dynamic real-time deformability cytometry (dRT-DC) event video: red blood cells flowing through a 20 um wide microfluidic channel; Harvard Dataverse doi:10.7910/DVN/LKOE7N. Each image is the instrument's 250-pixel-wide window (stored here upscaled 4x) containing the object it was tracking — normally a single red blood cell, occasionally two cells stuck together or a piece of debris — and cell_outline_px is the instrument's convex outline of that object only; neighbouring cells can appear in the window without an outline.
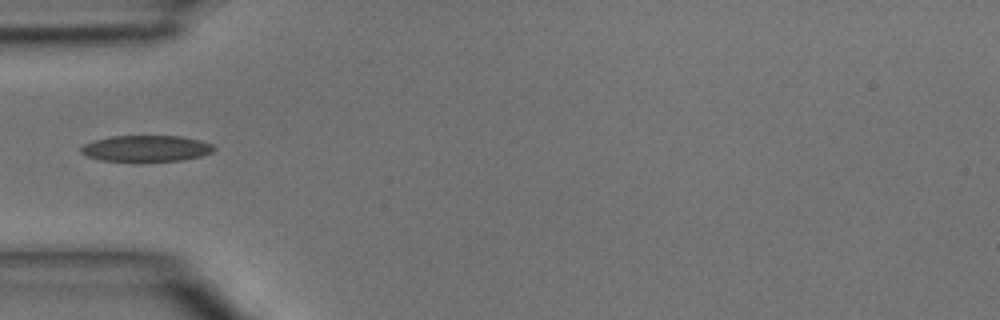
{"species": "common noctule bat (a hibernating species)", "species_latin": "Nyctalus noctula", "temperature_condition": "room temperature", "stored_images_in_passage": 4, "camera_frame_rate_fps": 3000, "um_per_image_px": 0.085, "animal": {"sex": "male", "body_mass_g": 15.6}, "frame": {"image": 1, "passage_image": 4, "time_ms": 1.0, "image_size_px": [1000, 320], "cell_outline_px": [[216, 148], [212, 152], [200, 156], [180, 160], [100, 160], [88, 156], [80, 152], [80, 148], [84, 144], [96, 140], [112, 136], [180, 136], [200, 140], [212, 144]], "centroid_in_image_um": [12.44, 12.6], "position_along_channel_um": 72.6, "area_um2": 19.83}}